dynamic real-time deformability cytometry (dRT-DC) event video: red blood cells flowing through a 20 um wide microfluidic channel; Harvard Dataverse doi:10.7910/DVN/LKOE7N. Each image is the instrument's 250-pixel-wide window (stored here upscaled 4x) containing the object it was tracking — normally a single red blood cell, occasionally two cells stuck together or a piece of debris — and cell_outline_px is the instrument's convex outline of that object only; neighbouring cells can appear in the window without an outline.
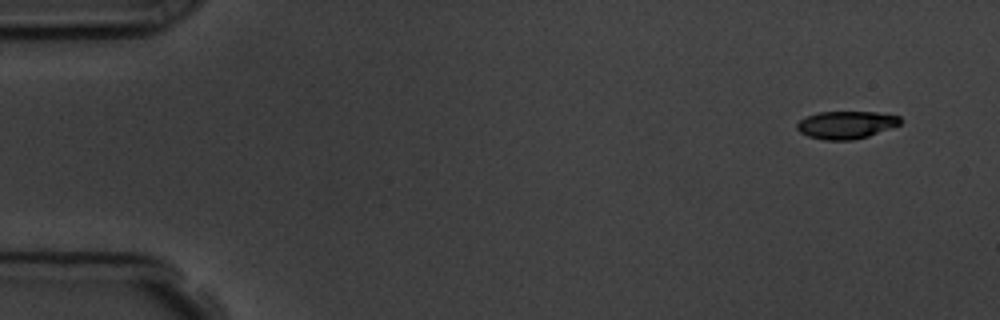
{"species": "common noctule bat (a hibernating species)", "species_latin": "Nyctalus noctula", "temperature_condition": "room temperature", "stored_images_in_passage": 3, "camera_frame_rate_fps": 3000, "um_per_image_px": 0.085, "animal": {"sex": "male", "body_mass_g": 19.5, "forearm_length_mm": 54.6}, "frame": {"image": 1, "passage_image": 1, "time_ms": 0.0, "image_size_px": [1000, 320], "cell_outline_px": [[900, 124], [868, 136], [852, 140], [824, 140], [808, 136], [800, 132], [796, 128], [796, 124], [804, 116], [816, 112], [876, 112], [900, 116]], "centroid_in_image_um": [71.87, 10.6], "position_along_channel_um": 13.1, "area_um2": 16.65}}